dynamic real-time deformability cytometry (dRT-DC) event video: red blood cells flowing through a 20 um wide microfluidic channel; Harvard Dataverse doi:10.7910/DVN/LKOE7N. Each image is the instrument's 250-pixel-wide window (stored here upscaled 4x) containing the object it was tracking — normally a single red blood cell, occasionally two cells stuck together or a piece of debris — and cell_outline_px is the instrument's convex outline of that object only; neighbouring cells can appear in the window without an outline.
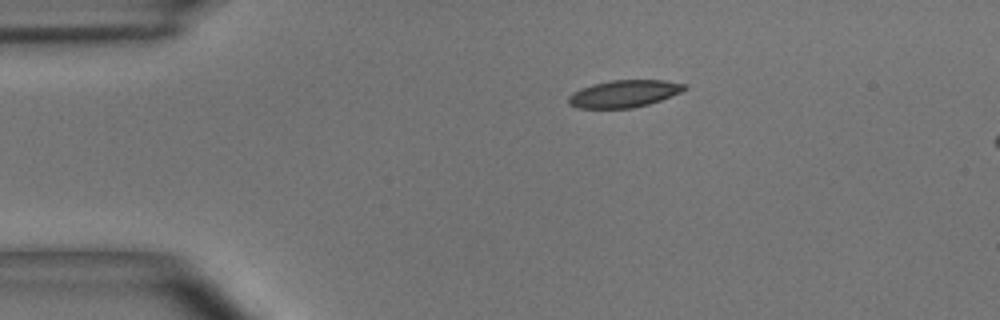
{"species": "common noctule bat (a hibernating species)", "species_latin": "Nyctalus noctula", "temperature_condition": "room temperature", "stored_images_in_passage": 45, "camera_frame_rate_fps": 3000, "um_per_image_px": 0.085, "animal": {"sex": "male", "body_mass_g": 15.6}, "frame": {"image": 1, "passage_image": 1, "time_ms": 0.0, "image_size_px": [1000, 320], "cell_outline_px": [[688, 88], [680, 92], [660, 100], [648, 104], [632, 108], [580, 108], [568, 104], [568, 96], [572, 92], [580, 88], [592, 84], [612, 80], [664, 80], [688, 84]], "centroid_in_image_um": [53.04, 7.95], "position_along_channel_um": 32.0, "area_um2": 18.44}}
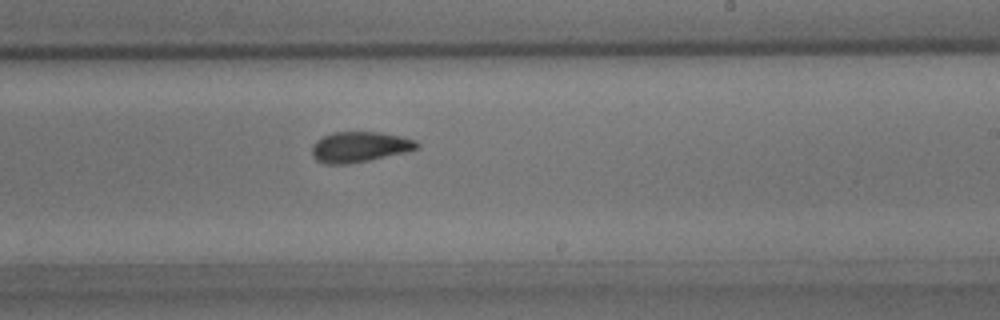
{"frame": {"image": 2, "passage_image": 23, "time_ms": 7.333, "image_size_px": [1000, 320], "cell_outline_px": [[420, 148], [404, 152], [368, 160], [348, 164], [324, 164], [316, 160], [312, 156], [312, 144], [316, 140], [332, 132], [380, 132], [400, 136], [416, 140], [420, 144]], "centroid_in_image_um": [30.55, 12.48], "position_along_channel_um": 258.5, "area_um2": 18.67}}
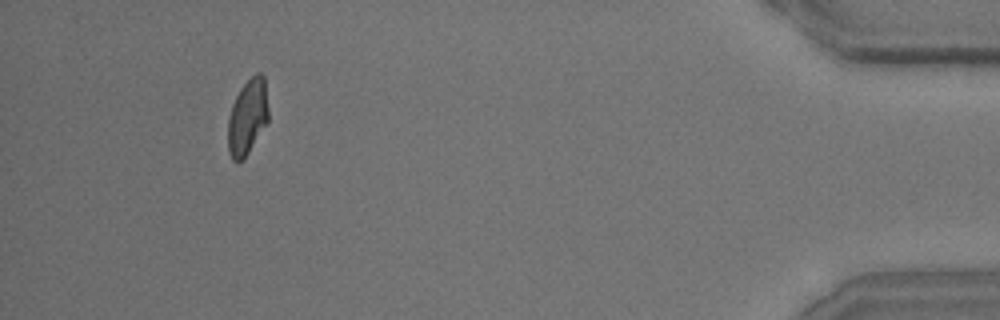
{"frame": {"image": 3, "passage_image": 41, "time_ms": 13.333, "image_size_px": [1000, 320], "cell_outline_px": [[268, 120], [248, 152], [236, 164], [232, 160], [228, 152], [228, 120], [232, 104], [240, 88], [256, 72], [260, 72], [264, 76], [268, 108]], "centroid_in_image_um": [21.02, 9.93], "position_along_channel_um": 414.2, "area_um2": 17.63}, "authors_computed_cell_mechanics": {"area_um2": 18.785, "velocity_mm_per_s": 3.6794, "shape_relaxation_time_tau1_ms": 4.9656, "shape_relaxation_time_tau2_ms": 2.1373, "deformation_change_tau1": 0.1653, "deformation_change_tau2": 0.0844}}